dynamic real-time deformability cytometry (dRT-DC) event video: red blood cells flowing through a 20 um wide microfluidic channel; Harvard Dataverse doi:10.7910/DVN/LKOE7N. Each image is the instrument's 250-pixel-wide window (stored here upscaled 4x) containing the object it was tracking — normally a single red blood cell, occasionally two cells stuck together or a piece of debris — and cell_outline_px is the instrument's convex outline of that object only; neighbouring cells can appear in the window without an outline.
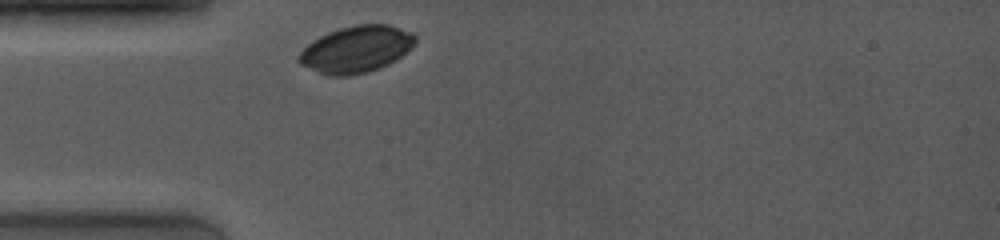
{"species": "common noctule bat (a hibernating species)", "species_latin": "Nyctalus noctula", "temperature_condition": "room temperature", "stored_images_in_passage": 16, "camera_frame_rate_fps": 4000, "um_per_image_px": 0.085, "animal": {"sex": "female", "body_mass_g": 19.0, "forearm_length_mm": 53.3}, "frame": {"image": 1, "passage_image": 1, "time_ms": 0.0, "image_size_px": [1000, 240], "cell_outline_px": [[416, 40], [412, 48], [396, 60], [380, 68], [368, 72], [348, 76], [328, 76], [300, 64], [296, 60], [300, 52], [312, 40], [328, 32], [340, 28], [356, 24], [388, 24], [412, 32], [416, 36]], "centroid_in_image_um": [30.29, 4.19], "position_along_channel_um": 54.7, "area_um2": 31.85}}
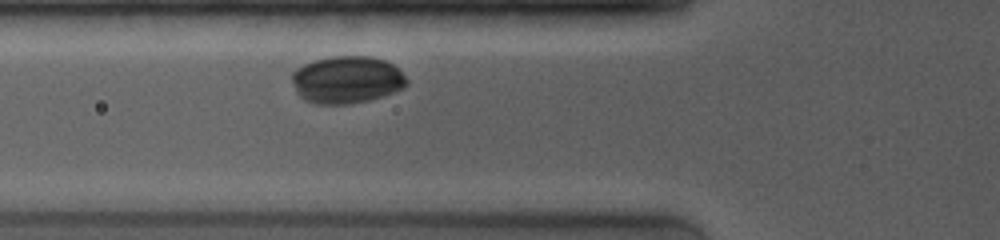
{"frame": {"image": 2, "passage_image": 3, "time_ms": 1.25, "image_size_px": [1000, 240], "cell_outline_px": [[408, 84], [404, 88], [384, 96], [368, 100], [348, 104], [316, 104], [304, 100], [296, 92], [292, 80], [292, 72], [296, 68], [304, 64], [316, 60], [332, 56], [368, 56], [384, 60], [392, 64], [408, 80]], "centroid_in_image_um": [29.47, 6.79], "position_along_channel_um": 96.3, "area_um2": 31.67}}